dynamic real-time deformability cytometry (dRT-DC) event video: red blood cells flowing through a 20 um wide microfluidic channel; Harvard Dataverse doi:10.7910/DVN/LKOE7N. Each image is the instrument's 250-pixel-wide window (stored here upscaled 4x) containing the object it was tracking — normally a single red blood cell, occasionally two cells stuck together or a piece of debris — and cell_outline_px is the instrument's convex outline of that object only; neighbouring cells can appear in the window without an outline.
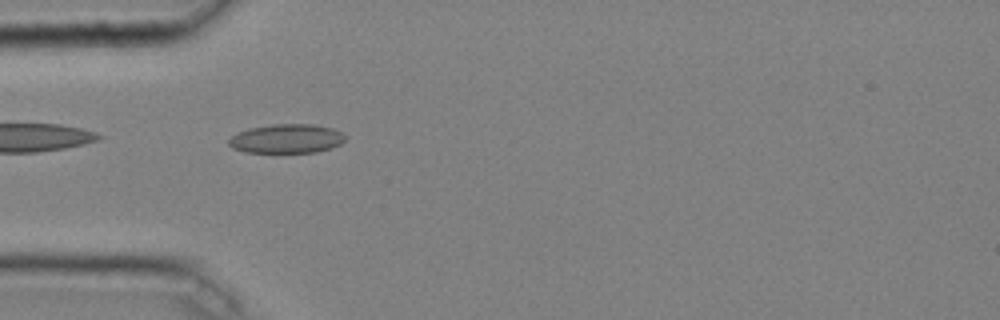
{"species": "common noctule bat (a hibernating species)", "species_latin": "Nyctalus noctula", "temperature_condition": "cold", "stored_images_in_passage": 32, "camera_frame_rate_fps": 3000, "um_per_image_px": 0.085, "animal": {"sex": "male", "body_mass_g": 20.4}, "frame": {"image": 1, "passage_image": 2, "time_ms": 0.333, "image_size_px": [1000, 320], "cell_outline_px": [[344, 140], [340, 144], [332, 148], [316, 152], [244, 152], [232, 148], [228, 144], [228, 140], [236, 132], [248, 128], [272, 124], [312, 124], [332, 128], [340, 132], [344, 136]], "centroid_in_image_um": [24.32, 11.78], "position_along_channel_um": 60.7, "area_um2": 19.77}}
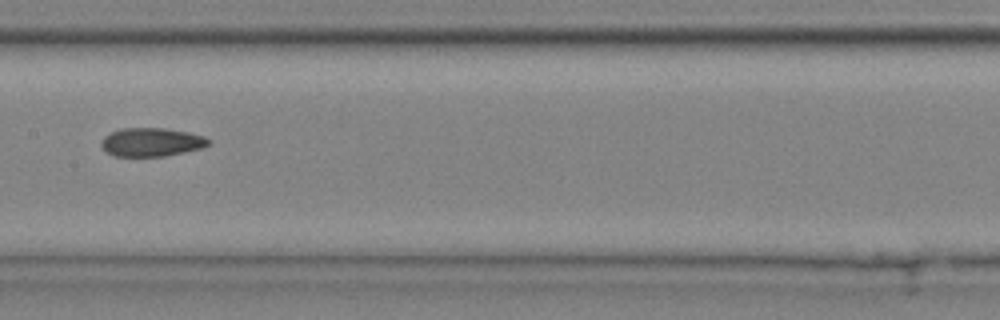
{"frame": {"image": 2, "passage_image": 12, "time_ms": 3.667, "image_size_px": [1000, 320], "cell_outline_px": [[212, 140], [204, 148], [164, 156], [116, 156], [108, 152], [100, 144], [104, 136], [120, 128], [164, 128], [188, 132], [204, 136]], "centroid_in_image_um": [12.91, 12.07], "position_along_channel_um": 194.5, "area_um2": 17.8}}
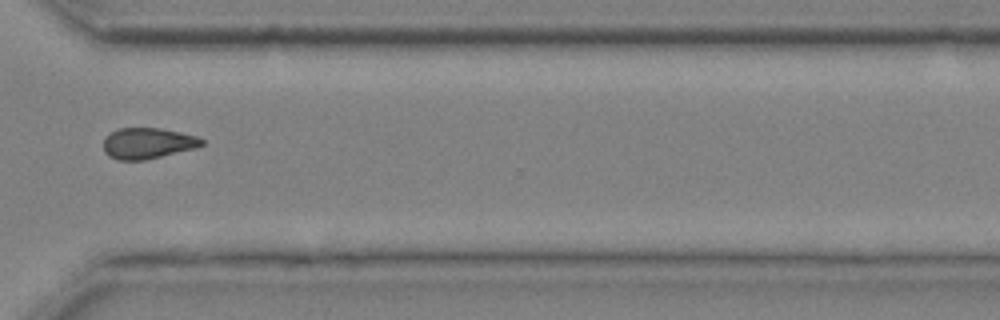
{"frame": {"image": 3, "passage_image": 24, "time_ms": 7.667, "image_size_px": [1000, 320], "cell_outline_px": [[204, 144], [196, 148], [144, 160], [116, 160], [108, 156], [104, 152], [104, 136], [116, 128], [160, 128], [180, 132], [196, 136], [204, 140]], "centroid_in_image_um": [12.52, 12.17], "position_along_channel_um": 358.1, "area_um2": 17.86}, "authors_computed_cell_mechanics": {"area_um2": 18.0336, "velocity_mm_per_s": 4.0733, "shape_relaxation_time_tau1_ms": null, "shape_relaxation_time_tau2_ms": 5.0441, "deformation_change_tau1": null, "deformation_change_tau2": 0.1127}}